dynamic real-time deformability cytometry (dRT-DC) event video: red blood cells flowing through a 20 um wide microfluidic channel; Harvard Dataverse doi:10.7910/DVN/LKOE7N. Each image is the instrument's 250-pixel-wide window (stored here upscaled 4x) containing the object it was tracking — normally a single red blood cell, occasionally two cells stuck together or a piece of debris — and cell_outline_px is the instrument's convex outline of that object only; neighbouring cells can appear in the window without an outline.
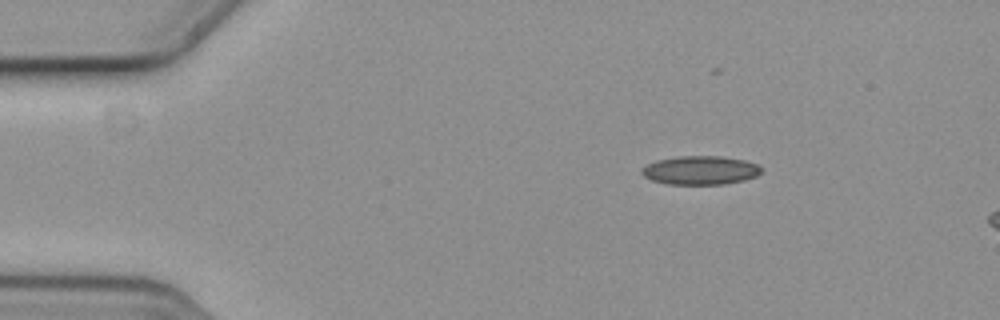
{"species": "common noctule bat (a hibernating species)", "species_latin": "Nyctalus noctula", "temperature_condition": "cold", "stored_images_in_passage": 13, "camera_frame_rate_fps": 3000, "um_per_image_px": 0.085, "animal": {"sex": "female", "body_mass_g": 19.3, "forearm_length_mm": 54.1}, "frame": {"image": 1, "passage_image": 1, "time_ms": 0.0, "image_size_px": [1000, 320], "cell_outline_px": [[764, 168], [756, 176], [744, 180], [724, 184], [668, 184], [652, 180], [644, 176], [640, 172], [648, 164], [656, 160], [676, 156], [720, 156], [744, 160], [760, 164]], "centroid_in_image_um": [59.57, 14.46], "position_along_channel_um": 25.4, "area_um2": 20.06}}
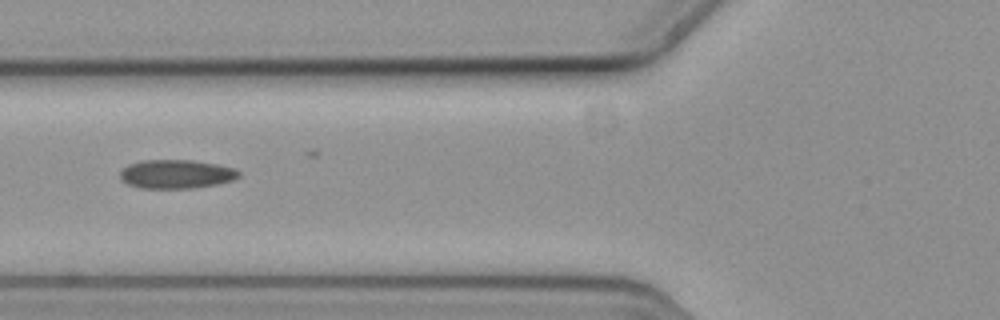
{"frame": {"image": 2, "passage_image": 4, "time_ms": 1.0, "image_size_px": [1000, 320], "cell_outline_px": [[240, 176], [232, 180], [216, 184], [192, 188], [140, 188], [128, 184], [120, 180], [120, 172], [128, 164], [140, 160], [192, 160], [216, 164], [236, 168], [240, 172]], "centroid_in_image_um": [14.97, 14.79], "position_along_channel_um": 110.8, "area_um2": 20.0}}
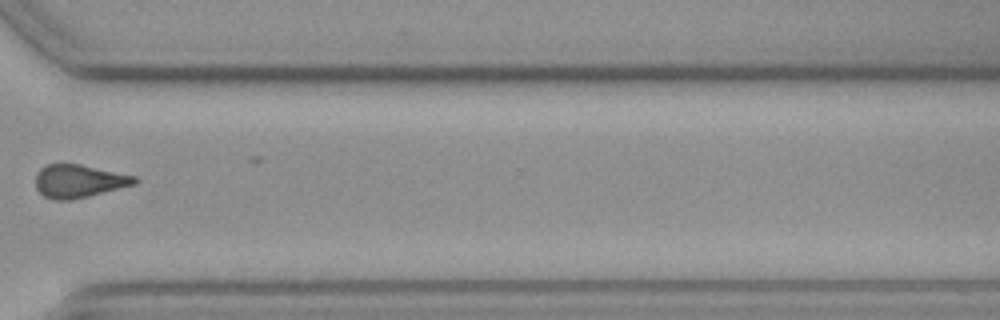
{"frame": {"image": 3, "passage_image": 10, "time_ms": 3.0, "image_size_px": [1000, 320], "cell_outline_px": [[140, 180], [136, 184], [72, 200], [56, 200], [44, 196], [36, 188], [36, 176], [40, 168], [48, 164], [80, 164], [136, 176]], "centroid_in_image_um": [6.72, 15.39], "position_along_channel_um": 363.9, "area_um2": 19.02}}